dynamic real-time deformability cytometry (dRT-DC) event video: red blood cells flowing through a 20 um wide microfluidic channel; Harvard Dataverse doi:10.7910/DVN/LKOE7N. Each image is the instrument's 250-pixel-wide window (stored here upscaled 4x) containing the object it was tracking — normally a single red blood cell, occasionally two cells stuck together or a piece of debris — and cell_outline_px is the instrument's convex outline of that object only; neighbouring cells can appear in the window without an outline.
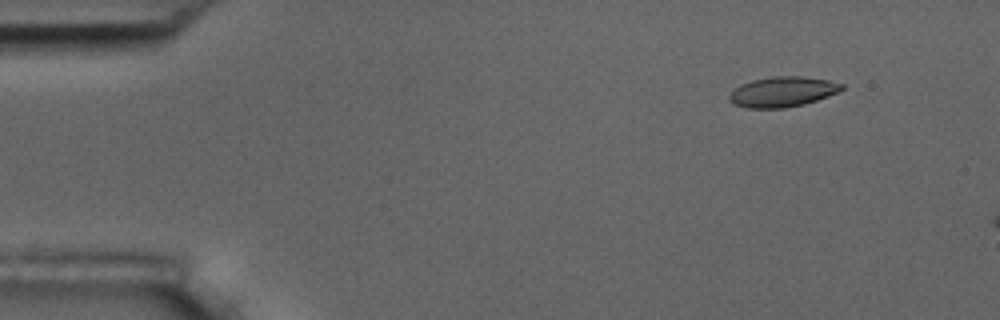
{"species": "common noctule bat (a hibernating species)", "species_latin": "Nyctalus noctula", "temperature_condition": "room temperature", "stored_images_in_passage": 4, "camera_frame_rate_fps": 3000, "um_per_image_px": 0.085, "animal": {"sex": "male", "body_mass_g": 17.5, "forearm_length_mm": 52.3}, "frame": {"image": 1, "passage_image": 2, "time_ms": 1.0, "image_size_px": [1000, 320], "cell_outline_px": [[844, 88], [840, 92], [804, 104], [784, 108], [748, 108], [732, 104], [728, 100], [728, 96], [740, 84], [752, 80], [772, 76], [804, 76], [828, 80], [844, 84]], "centroid_in_image_um": [66.52, 7.8], "position_along_channel_um": 18.5, "area_um2": 19.94}}